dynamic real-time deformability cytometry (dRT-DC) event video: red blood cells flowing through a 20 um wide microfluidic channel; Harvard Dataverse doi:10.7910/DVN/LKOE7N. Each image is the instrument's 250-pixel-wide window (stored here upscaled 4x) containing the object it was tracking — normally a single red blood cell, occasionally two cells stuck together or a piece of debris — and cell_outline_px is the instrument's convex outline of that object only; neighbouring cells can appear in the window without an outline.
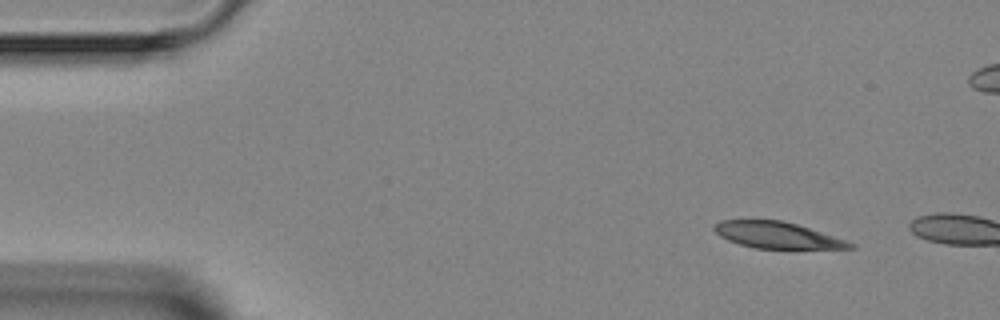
{"species": "Egyptian fruit bat (a non-hibernating species)", "species_latin": "Rousettus aegyptiacus", "temperature_condition": "room temperature", "stored_images_in_passage": 2, "camera_frame_rate_fps": 3000, "um_per_image_px": 0.085, "animal": {"sex": "female"}, "frame": {"image": 1, "passage_image": 1, "time_ms": 0.0, "image_size_px": [1000, 320], "cell_outline_px": [[856, 248], [756, 248], [740, 244], [728, 240], [720, 236], [712, 228], [712, 224], [720, 220], [780, 220], [796, 224], [856, 244]], "centroid_in_image_um": [65.98, 19.98], "position_along_channel_um": 19.0, "area_um2": 20.46}}